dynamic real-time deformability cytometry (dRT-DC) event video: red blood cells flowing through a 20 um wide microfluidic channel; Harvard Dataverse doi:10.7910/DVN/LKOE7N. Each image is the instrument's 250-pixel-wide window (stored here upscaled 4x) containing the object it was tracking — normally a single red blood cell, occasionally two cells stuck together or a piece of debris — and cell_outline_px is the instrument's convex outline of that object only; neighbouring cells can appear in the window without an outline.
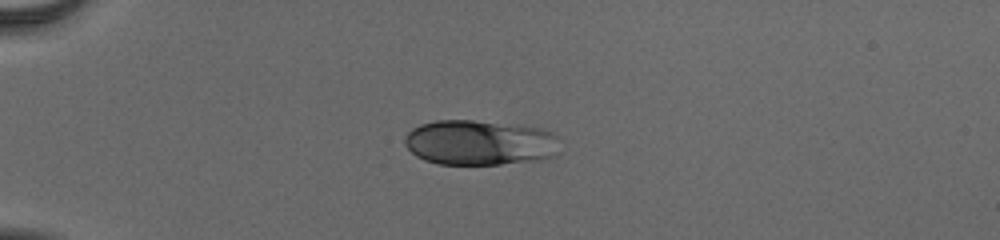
{"species": "human", "species_latin": "Homo sapiens", "temperature_condition": "cold", "stored_images_in_passage": 40, "camera_frame_rate_fps": 3000, "um_per_image_px": 0.085, "donor": {"sex": "male"}, "frame": {"image": 1, "passage_image": 1, "time_ms": 0.0, "image_size_px": [1000, 240], "cell_outline_px": [[556, 156], [536, 160], [500, 164], [436, 164], [424, 160], [416, 156], [404, 144], [404, 136], [412, 128], [420, 124], [436, 120], [472, 120], [540, 128], [552, 132], [556, 136]], "centroid_in_image_um": [40.71, 12.12], "position_along_channel_um": 44.3, "area_um2": 40.69}}
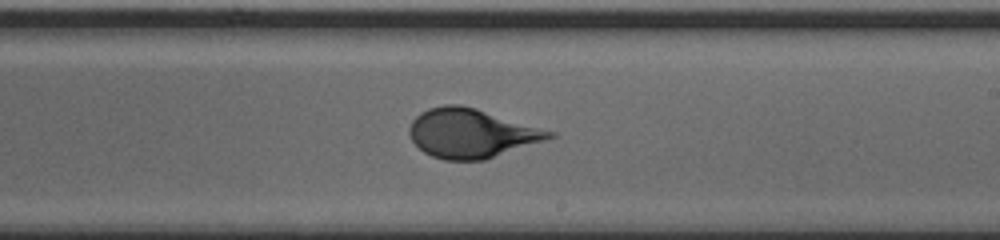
{"frame": {"image": 2, "passage_image": 20, "time_ms": 6.333, "image_size_px": [1000, 240], "cell_outline_px": [[556, 136], [484, 160], [444, 160], [432, 156], [424, 152], [412, 140], [408, 132], [408, 128], [412, 120], [420, 112], [428, 108], [444, 104], [460, 104], [476, 108], [556, 132]], "centroid_in_image_um": [40.03, 11.31], "position_along_channel_um": 249.0, "area_um2": 39.88}}
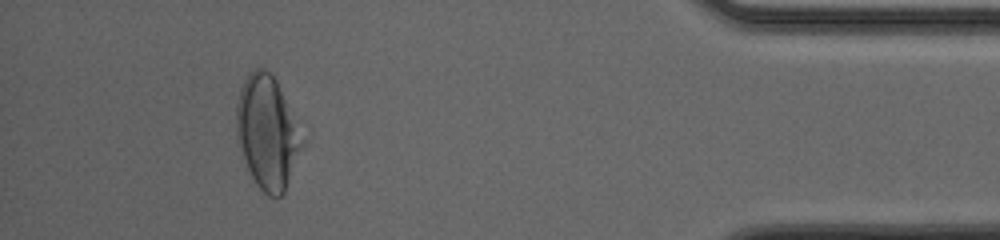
{"frame": {"image": 3, "passage_image": 36, "time_ms": 11.667, "image_size_px": [1000, 240], "cell_outline_px": [[304, 144], [284, 192], [280, 196], [268, 196], [256, 184], [248, 168], [236, 140], [236, 108], [240, 88], [248, 72], [252, 68], [264, 68], [276, 80], [304, 140]], "centroid_in_image_um": [22.69, 11.25], "position_along_channel_um": 412.5, "area_um2": 42.83}, "authors_computed_cell_mechanics": {"area_um2": 39.7664, "velocity_mm_per_s": 3.888, "shape_relaxation_time_tau1_ms": 4.559, "shape_relaxation_time_tau2_ms": null, "deformation_change_tau1": 0.1651, "deformation_change_tau2": null}}